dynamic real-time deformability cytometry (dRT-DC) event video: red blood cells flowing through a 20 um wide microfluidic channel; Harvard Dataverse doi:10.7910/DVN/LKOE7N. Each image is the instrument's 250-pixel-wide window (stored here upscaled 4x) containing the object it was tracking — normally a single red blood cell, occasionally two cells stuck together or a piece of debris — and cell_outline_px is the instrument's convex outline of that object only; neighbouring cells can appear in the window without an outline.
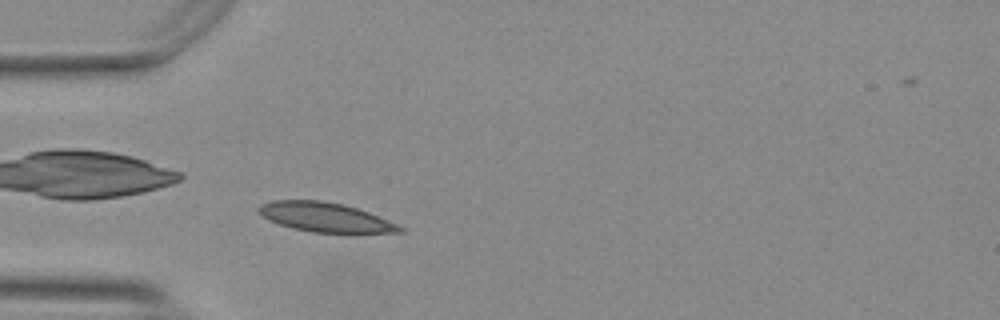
{"species": "Egyptian fruit bat (a non-hibernating species)", "species_latin": "Rousettus aegyptiacus", "temperature_condition": "warm", "stored_images_in_passage": 47, "camera_frame_rate_fps": 3000, "um_per_image_px": 0.085, "animal": {"sex": "female"}, "frame": {"image": 1, "passage_image": 9, "time_ms": 2.667, "image_size_px": [1000, 320], "cell_outline_px": [[404, 232], [356, 236], [344, 236], [312, 232], [292, 228], [268, 220], [256, 208], [260, 204], [272, 200], [320, 200], [340, 204], [356, 208], [368, 212], [396, 224], [404, 228]], "centroid_in_image_um": [27.74, 18.53], "position_along_channel_um": 57.3, "area_um2": 25.14}}
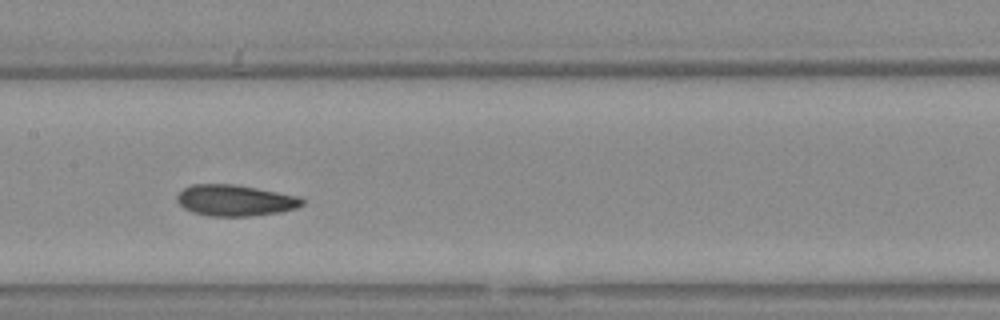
{"frame": {"image": 2, "passage_image": 20, "time_ms": 6.333, "image_size_px": [1000, 320], "cell_outline_px": [[304, 204], [296, 208], [280, 212], [252, 216], [208, 216], [192, 212], [184, 208], [176, 200], [176, 196], [184, 188], [192, 184], [232, 184], [256, 188], [300, 196], [304, 200]], "centroid_in_image_um": [19.99, 17.04], "position_along_channel_um": 187.4, "area_um2": 22.77}}
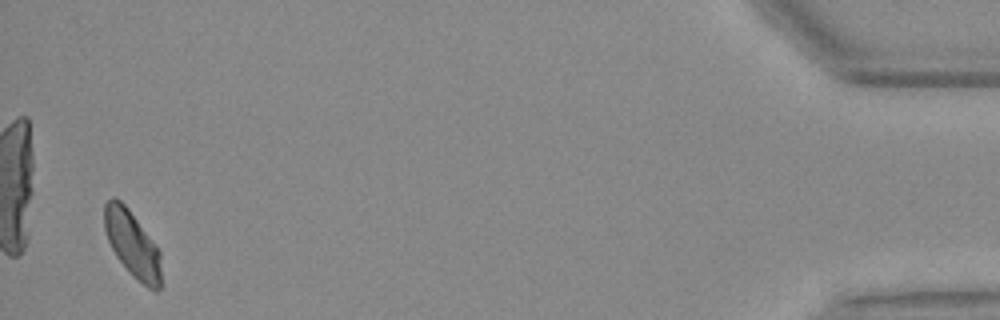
{"frame": {"image": 3, "passage_image": 46, "time_ms": 15.0, "image_size_px": [1000, 320], "cell_outline_px": [[160, 288], [156, 292], [152, 292], [128, 272], [116, 256], [108, 240], [104, 228], [104, 204], [112, 196], [120, 200], [128, 208], [160, 252]], "centroid_in_image_um": [11.23, 20.77], "position_along_channel_um": 424.0, "area_um2": 21.73}, "authors_computed_cell_mechanics": {"area_um2": 22.7732, "velocity_mm_per_s": 3.704, "shape_relaxation_time_tau1_ms": 4.3261, "shape_relaxation_time_tau2_ms": 2.1916, "deformation_change_tau1": 0.1123, "deformation_change_tau2": 0.0688}}